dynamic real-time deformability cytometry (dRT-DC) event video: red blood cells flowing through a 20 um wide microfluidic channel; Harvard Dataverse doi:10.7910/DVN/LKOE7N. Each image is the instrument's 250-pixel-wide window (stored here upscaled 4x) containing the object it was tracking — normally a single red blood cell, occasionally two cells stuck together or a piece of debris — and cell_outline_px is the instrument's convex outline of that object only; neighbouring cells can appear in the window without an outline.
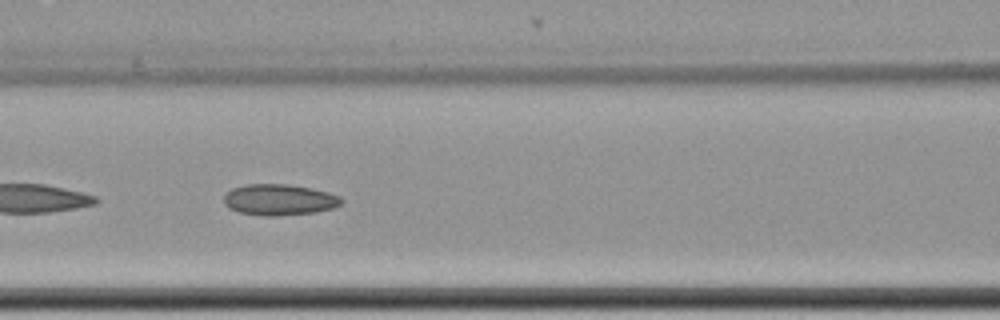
{"species": "common noctule bat (a hibernating species)", "species_latin": "Nyctalus noctula", "temperature_condition": "cold", "stored_images_in_passage": 54, "camera_frame_rate_fps": 3000, "um_per_image_px": 0.085, "animal": {"sex": "female", "body_mass_g": 22.7, "forearm_length_mm": 54.2}, "frame": {"image": 1, "passage_image": 21, "time_ms": 6.667, "image_size_px": [1000, 320], "cell_outline_px": [[344, 200], [340, 204], [332, 208], [316, 212], [272, 216], [264, 216], [240, 212], [228, 208], [224, 204], [224, 196], [232, 188], [244, 184], [288, 184], [312, 188], [328, 192], [340, 196]], "centroid_in_image_um": [23.73, 16.97], "position_along_channel_um": 142.9, "area_um2": 21.33}}
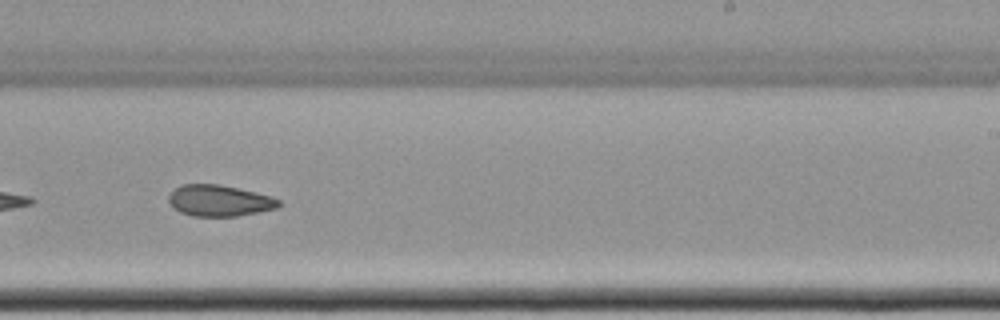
{"frame": {"image": 2, "passage_image": 32, "time_ms": 10.333, "image_size_px": [1000, 320], "cell_outline_px": [[284, 204], [276, 208], [236, 216], [192, 216], [180, 212], [168, 200], [168, 196], [180, 184], [216, 184], [236, 188], [272, 196], [280, 200]], "centroid_in_image_um": [18.66, 17.05], "position_along_channel_um": 270.3, "area_um2": 19.83}}
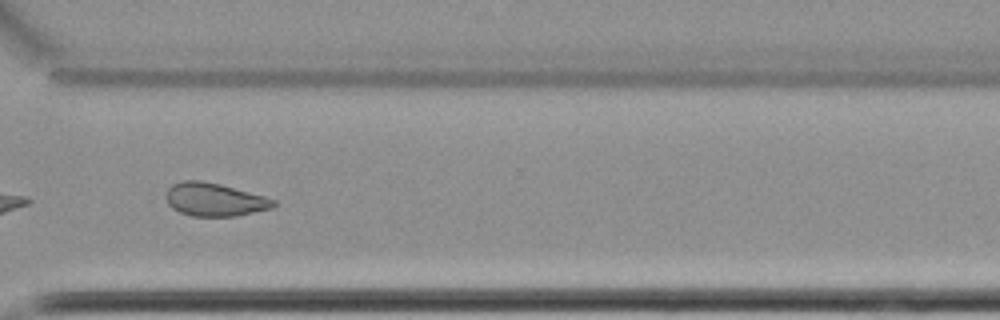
{"frame": {"image": 3, "passage_image": 39, "time_ms": 12.667, "image_size_px": [1000, 320], "cell_outline_px": [[276, 204], [272, 208], [236, 216], [192, 216], [180, 212], [172, 208], [168, 204], [168, 188], [172, 184], [184, 180], [200, 180], [220, 184], [264, 196], [276, 200]], "centroid_in_image_um": [18.25, 16.96], "position_along_channel_um": 352.4, "area_um2": 20.58}, "authors_computed_cell_mechanics": {"area_um2": 21.3282, "velocity_mm_per_s": 3.4889, "shape_relaxation_time_tau1_ms": null, "shape_relaxation_time_tau2_ms": 3.5191, "deformation_change_tau1": null, "deformation_change_tau2": 0.089}}